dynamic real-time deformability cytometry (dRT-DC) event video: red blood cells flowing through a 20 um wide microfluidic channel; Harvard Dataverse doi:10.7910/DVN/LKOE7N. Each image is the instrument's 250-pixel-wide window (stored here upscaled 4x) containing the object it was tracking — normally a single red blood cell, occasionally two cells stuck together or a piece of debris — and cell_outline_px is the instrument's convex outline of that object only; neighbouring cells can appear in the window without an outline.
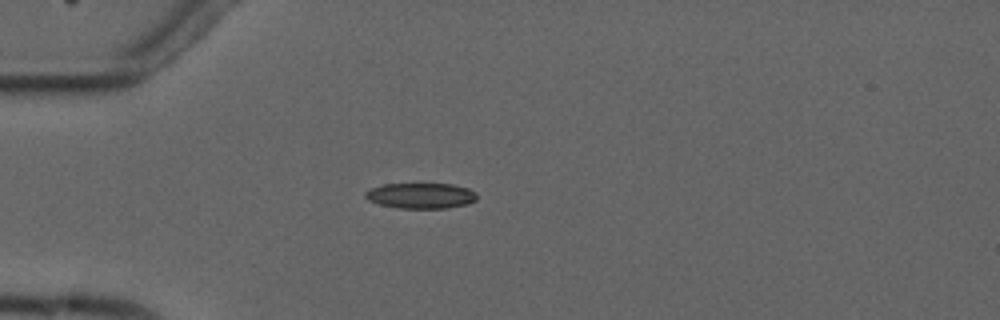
{"species": "common noctule bat (a hibernating species)", "species_latin": "Nyctalus noctula", "temperature_condition": "cold", "stored_images_in_passage": 2, "camera_frame_rate_fps": 3000, "um_per_image_px": 0.085, "animal": {"sex": "male", "forearm_length_mm": 52.5}, "frame": {"image": 1, "passage_image": 2, "time_ms": 1.0, "image_size_px": [1000, 320], "cell_outline_px": [[476, 200], [468, 204], [448, 208], [400, 208], [380, 204], [368, 200], [364, 196], [364, 192], [372, 188], [384, 184], [452, 184], [468, 188], [476, 192]], "centroid_in_image_um": [35.79, 16.63], "position_along_channel_um": 49.2, "area_um2": 16.59}}